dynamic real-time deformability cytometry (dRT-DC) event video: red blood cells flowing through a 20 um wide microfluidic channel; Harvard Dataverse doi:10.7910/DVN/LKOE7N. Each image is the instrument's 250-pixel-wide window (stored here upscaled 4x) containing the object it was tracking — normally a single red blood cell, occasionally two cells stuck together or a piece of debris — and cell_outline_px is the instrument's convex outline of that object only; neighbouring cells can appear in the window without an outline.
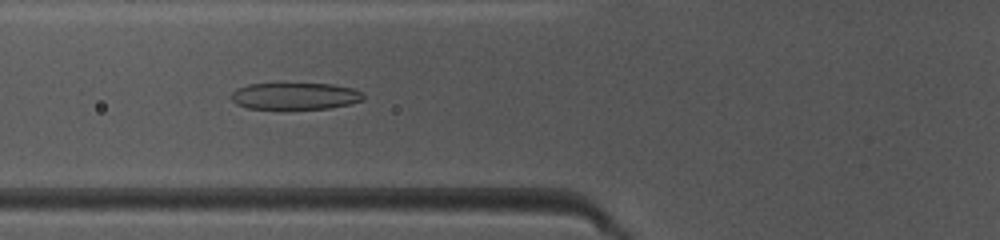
{"species": "common noctule bat (a hibernating species)", "species_latin": "Nyctalus noctula", "temperature_condition": "warm", "stored_images_in_passage": 45, "camera_frame_rate_fps": 3000, "um_per_image_px": 0.085, "animal": {"sex": "female", "body_mass_g": 10.0, "forearm_length_mm": 53.1}, "frame": {"image": 1, "passage_image": 15, "time_ms": 4.667, "image_size_px": [1000, 240], "cell_outline_px": [[364, 100], [348, 104], [328, 108], [248, 108], [236, 104], [232, 100], [232, 92], [236, 88], [248, 84], [332, 84], [352, 88], [364, 92]], "centroid_in_image_um": [25.1, 8.15], "position_along_channel_um": 100.7, "area_um2": 20.4}}
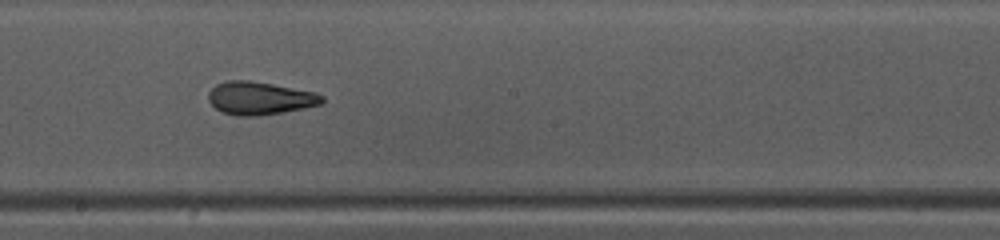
{"frame": {"image": 2, "passage_image": 24, "time_ms": 7.667, "image_size_px": [1000, 240], "cell_outline_px": [[324, 100], [320, 104], [304, 108], [284, 112], [256, 116], [236, 116], [220, 112], [208, 100], [208, 92], [216, 84], [228, 80], [248, 80], [272, 84], [316, 92], [324, 96]], "centroid_in_image_um": [22.07, 8.35], "position_along_channel_um": 226.1, "area_um2": 21.91}}
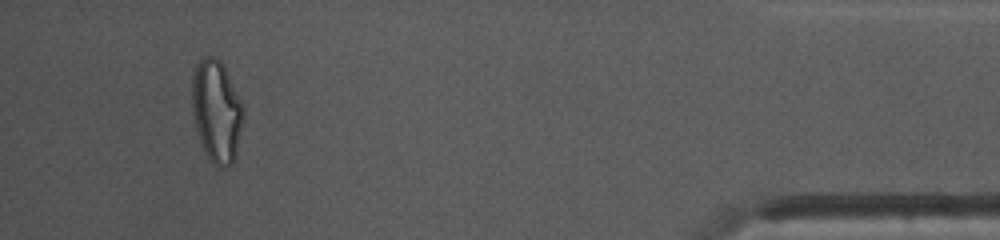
{"frame": {"image": 3, "passage_image": 42, "time_ms": 13.667, "image_size_px": [1000, 240], "cell_outline_px": [[244, 120], [236, 156], [232, 164], [224, 168], [216, 168], [208, 160], [204, 152], [196, 128], [192, 112], [192, 76], [196, 64], [204, 56], [216, 56], [220, 60], [244, 104]], "centroid_in_image_um": [18.42, 9.49], "position_along_channel_um": 416.8, "area_um2": 31.21}, "authors_computed_cell_mechanics": {"area_um2": 22.7154, "velocity_mm_per_s": 4.1515, "shape_relaxation_time_tau1_ms": 4.0695, "shape_relaxation_time_tau2_ms": 1.478, "deformation_change_tau1": 0.184, "deformation_change_tau2": 0.0975}}